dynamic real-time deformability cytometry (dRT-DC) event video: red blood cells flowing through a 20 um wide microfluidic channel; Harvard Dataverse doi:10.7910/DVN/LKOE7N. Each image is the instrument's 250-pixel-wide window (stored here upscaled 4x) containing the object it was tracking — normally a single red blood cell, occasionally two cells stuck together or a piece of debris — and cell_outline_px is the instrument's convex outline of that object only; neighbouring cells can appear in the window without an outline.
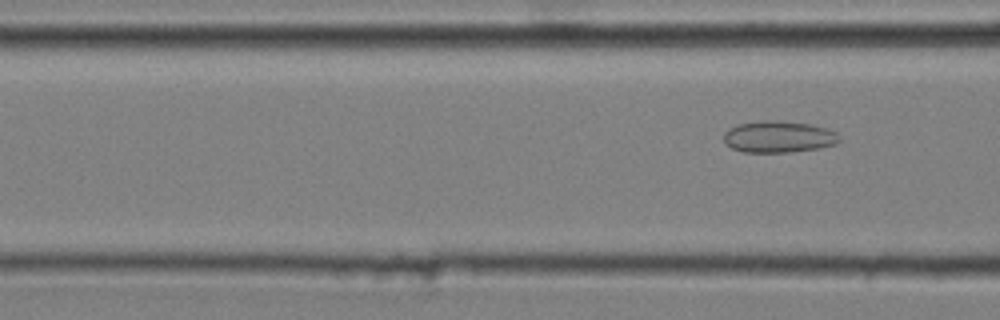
{"species": "common noctule bat (a hibernating species)", "species_latin": "Nyctalus noctula", "temperature_condition": "cold", "stored_images_in_passage": 3, "segment_of_instrument_passage": [2, 2], "camera_frame_rate_fps": 3000, "um_per_image_px": 0.085, "animal": {"sex": "male", "body_mass_g": 20.4}, "frame": {"image": 1, "passage_image": 3, "time_ms": 0.667, "image_size_px": [1000, 320], "cell_outline_px": [[840, 140], [836, 144], [820, 148], [788, 152], [744, 152], [732, 148], [724, 144], [724, 132], [728, 128], [736, 124], [764, 120], [776, 120], [812, 124], [828, 128], [836, 132], [840, 136]], "centroid_in_image_um": [66.18, 11.62], "position_along_channel_um": 100.4, "area_um2": 21.62}}